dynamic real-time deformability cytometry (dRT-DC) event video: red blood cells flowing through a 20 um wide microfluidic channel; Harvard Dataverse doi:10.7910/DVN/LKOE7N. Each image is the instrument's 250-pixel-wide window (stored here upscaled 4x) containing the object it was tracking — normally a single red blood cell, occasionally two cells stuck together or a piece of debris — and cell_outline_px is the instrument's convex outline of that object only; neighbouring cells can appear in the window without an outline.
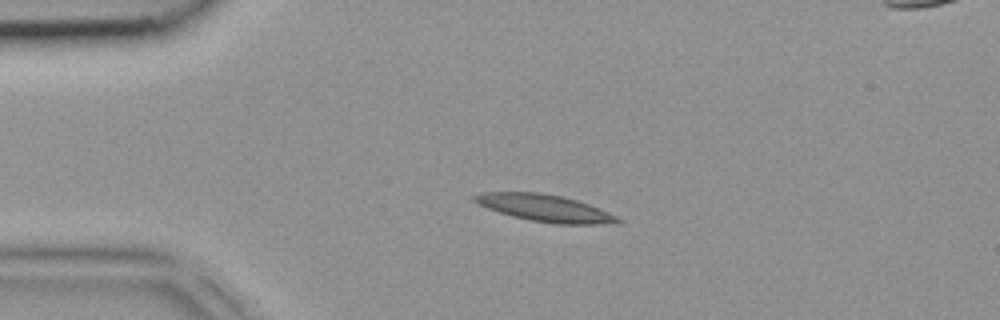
{"species": "common noctule bat (a hibernating species)", "species_latin": "Nyctalus noctula", "temperature_condition": "room temperature", "stored_images_in_passage": 4, "segment_of_instrument_passage": [1, 2], "camera_frame_rate_fps": 3000, "um_per_image_px": 0.085, "animal": {"sex": "female", "body_mass_g": 18.4}, "frame": {"image": 1, "passage_image": 2, "time_ms": 0.333, "image_size_px": [1000, 320], "cell_outline_px": [[624, 220], [620, 224], [552, 224], [512, 216], [488, 208], [472, 200], [472, 196], [480, 192], [540, 192], [560, 196], [576, 200], [600, 208]], "centroid_in_image_um": [46.36, 17.69], "position_along_channel_um": 38.6, "area_um2": 22.54}}